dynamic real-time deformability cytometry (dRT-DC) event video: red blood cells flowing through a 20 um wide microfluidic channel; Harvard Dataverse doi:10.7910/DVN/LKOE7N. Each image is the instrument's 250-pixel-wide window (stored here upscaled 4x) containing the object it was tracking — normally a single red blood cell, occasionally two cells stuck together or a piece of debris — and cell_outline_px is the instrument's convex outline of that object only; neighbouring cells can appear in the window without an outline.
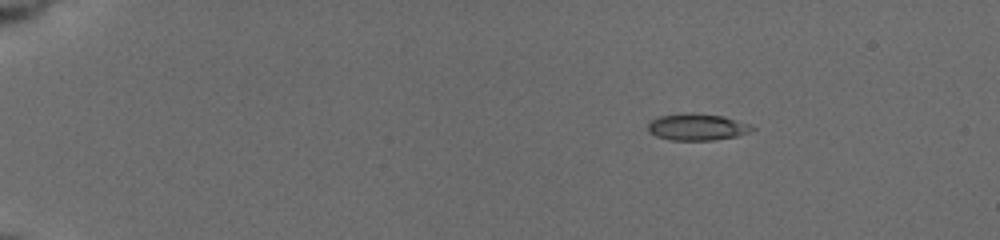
{"species": "common noctule bat (a hibernating species)", "species_latin": "Nyctalus noctula", "temperature_condition": "cold", "stored_images_in_passage": 48, "camera_frame_rate_fps": 3000, "um_per_image_px": 0.085, "animal": {"sex": "female", "body_mass_g": 19.5, "forearm_length_mm": 54.1}, "frame": {"image": 1, "passage_image": 1, "time_ms": 0.0, "image_size_px": [1000, 240], "cell_outline_px": [[756, 128], [748, 132], [736, 136], [712, 140], [672, 140], [656, 136], [648, 132], [648, 124], [652, 120], [660, 116], [684, 112], [692, 112], [724, 116], [752, 124]], "centroid_in_image_um": [59.27, 10.78], "position_along_channel_um": 25.7, "area_um2": 16.36}}
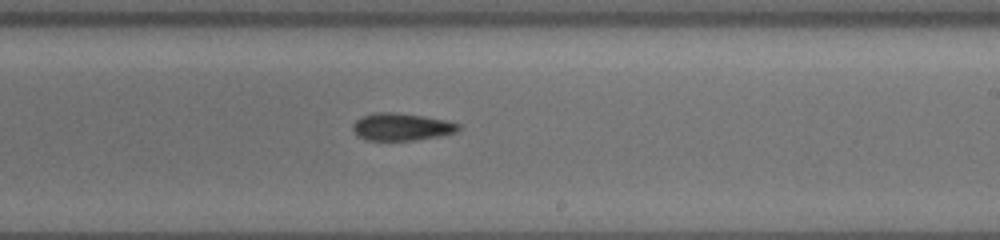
{"frame": {"image": 2, "passage_image": 28, "time_ms": 9.0, "image_size_px": [1000, 240], "cell_outline_px": [[460, 128], [456, 132], [440, 136], [416, 140], [364, 140], [356, 136], [352, 128], [352, 124], [356, 120], [364, 116], [376, 112], [392, 112], [424, 116], [448, 120], [460, 124]], "centroid_in_image_um": [34.13, 10.79], "position_along_channel_um": 254.9, "area_um2": 16.99}}
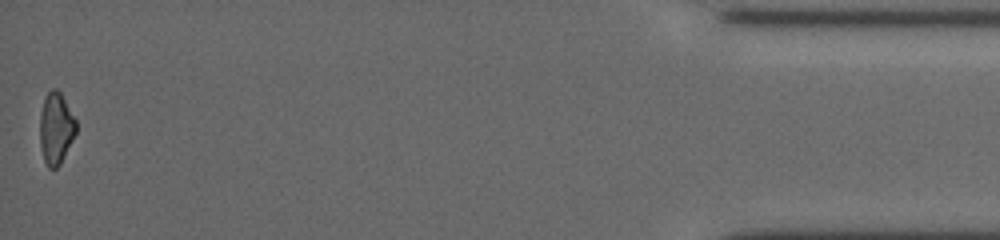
{"frame": {"image": 3, "passage_image": 48, "time_ms": 15.667, "image_size_px": [1000, 240], "cell_outline_px": [[76, 132], [60, 164], [56, 168], [48, 168], [44, 160], [40, 144], [40, 112], [44, 96], [52, 88], [56, 88], [60, 92], [76, 120]], "centroid_in_image_um": [4.74, 10.88], "position_along_channel_um": 430.5, "area_um2": 15.03}}